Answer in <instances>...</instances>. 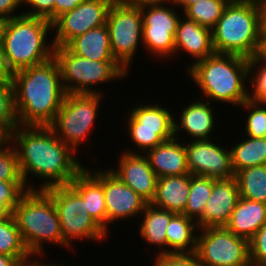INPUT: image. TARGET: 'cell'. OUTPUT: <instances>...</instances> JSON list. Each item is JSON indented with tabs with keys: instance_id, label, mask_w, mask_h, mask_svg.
Here are the masks:
<instances>
[{
	"instance_id": "7a4b0ae2",
	"label": "cell",
	"mask_w": 266,
	"mask_h": 266,
	"mask_svg": "<svg viewBox=\"0 0 266 266\" xmlns=\"http://www.w3.org/2000/svg\"><path fill=\"white\" fill-rule=\"evenodd\" d=\"M10 77L19 126H49L67 94L56 59L16 71Z\"/></svg>"
},
{
	"instance_id": "5bb4252c",
	"label": "cell",
	"mask_w": 266,
	"mask_h": 266,
	"mask_svg": "<svg viewBox=\"0 0 266 266\" xmlns=\"http://www.w3.org/2000/svg\"><path fill=\"white\" fill-rule=\"evenodd\" d=\"M146 8H148L147 13H145ZM173 11L166 6H161V4L141 8L143 17L142 42L146 50L151 51L156 56L167 57L175 53V34L180 18Z\"/></svg>"
},
{
	"instance_id": "e0dca14e",
	"label": "cell",
	"mask_w": 266,
	"mask_h": 266,
	"mask_svg": "<svg viewBox=\"0 0 266 266\" xmlns=\"http://www.w3.org/2000/svg\"><path fill=\"white\" fill-rule=\"evenodd\" d=\"M240 197L236 177L215 179L202 218L197 222L200 229L225 227Z\"/></svg>"
},
{
	"instance_id": "30bf717a",
	"label": "cell",
	"mask_w": 266,
	"mask_h": 266,
	"mask_svg": "<svg viewBox=\"0 0 266 266\" xmlns=\"http://www.w3.org/2000/svg\"><path fill=\"white\" fill-rule=\"evenodd\" d=\"M195 255L200 266H250L249 241L226 227L201 229Z\"/></svg>"
},
{
	"instance_id": "bcb514c9",
	"label": "cell",
	"mask_w": 266,
	"mask_h": 266,
	"mask_svg": "<svg viewBox=\"0 0 266 266\" xmlns=\"http://www.w3.org/2000/svg\"><path fill=\"white\" fill-rule=\"evenodd\" d=\"M261 6L262 32H266V0H259Z\"/></svg>"
},
{
	"instance_id": "44dd1931",
	"label": "cell",
	"mask_w": 266,
	"mask_h": 266,
	"mask_svg": "<svg viewBox=\"0 0 266 266\" xmlns=\"http://www.w3.org/2000/svg\"><path fill=\"white\" fill-rule=\"evenodd\" d=\"M182 49L195 57V62L212 56L215 53L212 30L187 18L183 21L179 19L175 34V52Z\"/></svg>"
},
{
	"instance_id": "f907efd6",
	"label": "cell",
	"mask_w": 266,
	"mask_h": 266,
	"mask_svg": "<svg viewBox=\"0 0 266 266\" xmlns=\"http://www.w3.org/2000/svg\"><path fill=\"white\" fill-rule=\"evenodd\" d=\"M39 261L37 260H33L32 262H30L27 266H63V265H56V264H53V265H48V264H42V263H38Z\"/></svg>"
},
{
	"instance_id": "4fadbf2b",
	"label": "cell",
	"mask_w": 266,
	"mask_h": 266,
	"mask_svg": "<svg viewBox=\"0 0 266 266\" xmlns=\"http://www.w3.org/2000/svg\"><path fill=\"white\" fill-rule=\"evenodd\" d=\"M115 0H84L71 11L63 13L53 23L56 30L54 47L65 46L74 37L90 29L105 25L111 5Z\"/></svg>"
},
{
	"instance_id": "f1b7e54d",
	"label": "cell",
	"mask_w": 266,
	"mask_h": 266,
	"mask_svg": "<svg viewBox=\"0 0 266 266\" xmlns=\"http://www.w3.org/2000/svg\"><path fill=\"white\" fill-rule=\"evenodd\" d=\"M235 177L240 197L266 203V165L244 168Z\"/></svg>"
},
{
	"instance_id": "484cf974",
	"label": "cell",
	"mask_w": 266,
	"mask_h": 266,
	"mask_svg": "<svg viewBox=\"0 0 266 266\" xmlns=\"http://www.w3.org/2000/svg\"><path fill=\"white\" fill-rule=\"evenodd\" d=\"M208 102L195 101L183 109L180 124L174 122V134L181 129L185 130L196 140H209L214 125V115Z\"/></svg>"
},
{
	"instance_id": "603a6c76",
	"label": "cell",
	"mask_w": 266,
	"mask_h": 266,
	"mask_svg": "<svg viewBox=\"0 0 266 266\" xmlns=\"http://www.w3.org/2000/svg\"><path fill=\"white\" fill-rule=\"evenodd\" d=\"M266 223V203L239 197L225 226L236 236L250 240Z\"/></svg>"
},
{
	"instance_id": "ac0fdd59",
	"label": "cell",
	"mask_w": 266,
	"mask_h": 266,
	"mask_svg": "<svg viewBox=\"0 0 266 266\" xmlns=\"http://www.w3.org/2000/svg\"><path fill=\"white\" fill-rule=\"evenodd\" d=\"M119 162V168L110 169V171L148 203H151L156 194L157 176L146 155L126 151L120 157Z\"/></svg>"
},
{
	"instance_id": "836d02e7",
	"label": "cell",
	"mask_w": 266,
	"mask_h": 266,
	"mask_svg": "<svg viewBox=\"0 0 266 266\" xmlns=\"http://www.w3.org/2000/svg\"><path fill=\"white\" fill-rule=\"evenodd\" d=\"M10 141L3 138L0 141V181H23L18 166L17 153L14 146L7 147Z\"/></svg>"
},
{
	"instance_id": "5b68a950",
	"label": "cell",
	"mask_w": 266,
	"mask_h": 266,
	"mask_svg": "<svg viewBox=\"0 0 266 266\" xmlns=\"http://www.w3.org/2000/svg\"><path fill=\"white\" fill-rule=\"evenodd\" d=\"M249 64L250 59L239 55L214 53L187 69L207 100L241 106L250 96L243 86L250 76Z\"/></svg>"
},
{
	"instance_id": "c3c4849f",
	"label": "cell",
	"mask_w": 266,
	"mask_h": 266,
	"mask_svg": "<svg viewBox=\"0 0 266 266\" xmlns=\"http://www.w3.org/2000/svg\"><path fill=\"white\" fill-rule=\"evenodd\" d=\"M198 1L201 0H173L172 3L176 6L177 5H182L183 10L185 11L190 5L197 3Z\"/></svg>"
},
{
	"instance_id": "f6af8a7d",
	"label": "cell",
	"mask_w": 266,
	"mask_h": 266,
	"mask_svg": "<svg viewBox=\"0 0 266 266\" xmlns=\"http://www.w3.org/2000/svg\"><path fill=\"white\" fill-rule=\"evenodd\" d=\"M0 266H24L16 257L0 254Z\"/></svg>"
},
{
	"instance_id": "f35d334b",
	"label": "cell",
	"mask_w": 266,
	"mask_h": 266,
	"mask_svg": "<svg viewBox=\"0 0 266 266\" xmlns=\"http://www.w3.org/2000/svg\"><path fill=\"white\" fill-rule=\"evenodd\" d=\"M154 266H200L195 254L158 255Z\"/></svg>"
},
{
	"instance_id": "8992f818",
	"label": "cell",
	"mask_w": 266,
	"mask_h": 266,
	"mask_svg": "<svg viewBox=\"0 0 266 266\" xmlns=\"http://www.w3.org/2000/svg\"><path fill=\"white\" fill-rule=\"evenodd\" d=\"M12 216L32 256L42 254L41 245L45 241L69 247L63 240L55 204L44 190H28L15 206Z\"/></svg>"
},
{
	"instance_id": "3957f363",
	"label": "cell",
	"mask_w": 266,
	"mask_h": 266,
	"mask_svg": "<svg viewBox=\"0 0 266 266\" xmlns=\"http://www.w3.org/2000/svg\"><path fill=\"white\" fill-rule=\"evenodd\" d=\"M51 28L48 20L25 14L6 21L0 59L7 76L54 57V45L50 47L45 41Z\"/></svg>"
},
{
	"instance_id": "6da1fadb",
	"label": "cell",
	"mask_w": 266,
	"mask_h": 266,
	"mask_svg": "<svg viewBox=\"0 0 266 266\" xmlns=\"http://www.w3.org/2000/svg\"><path fill=\"white\" fill-rule=\"evenodd\" d=\"M17 126L7 139L18 143L15 148L21 178L27 190L28 173L46 181L39 190L66 186L84 169L73 156L74 150L64 144L49 126ZM21 128V129H20ZM73 152V153H72Z\"/></svg>"
},
{
	"instance_id": "816d5d0a",
	"label": "cell",
	"mask_w": 266,
	"mask_h": 266,
	"mask_svg": "<svg viewBox=\"0 0 266 266\" xmlns=\"http://www.w3.org/2000/svg\"><path fill=\"white\" fill-rule=\"evenodd\" d=\"M7 75L5 74L2 64H1V59H0V82L6 77Z\"/></svg>"
},
{
	"instance_id": "d6a6232c",
	"label": "cell",
	"mask_w": 266,
	"mask_h": 266,
	"mask_svg": "<svg viewBox=\"0 0 266 266\" xmlns=\"http://www.w3.org/2000/svg\"><path fill=\"white\" fill-rule=\"evenodd\" d=\"M17 126L14 88L11 77L6 76L0 82V135L7 138Z\"/></svg>"
},
{
	"instance_id": "7c38bea8",
	"label": "cell",
	"mask_w": 266,
	"mask_h": 266,
	"mask_svg": "<svg viewBox=\"0 0 266 266\" xmlns=\"http://www.w3.org/2000/svg\"><path fill=\"white\" fill-rule=\"evenodd\" d=\"M171 114L158 104L137 106L131 111L128 121L130 137L142 153L176 137L175 119Z\"/></svg>"
},
{
	"instance_id": "4316f807",
	"label": "cell",
	"mask_w": 266,
	"mask_h": 266,
	"mask_svg": "<svg viewBox=\"0 0 266 266\" xmlns=\"http://www.w3.org/2000/svg\"><path fill=\"white\" fill-rule=\"evenodd\" d=\"M142 214H145L140 226L142 238L158 247L166 246V228L171 218L176 214L165 209H161L148 203Z\"/></svg>"
},
{
	"instance_id": "cb8c5ba5",
	"label": "cell",
	"mask_w": 266,
	"mask_h": 266,
	"mask_svg": "<svg viewBox=\"0 0 266 266\" xmlns=\"http://www.w3.org/2000/svg\"><path fill=\"white\" fill-rule=\"evenodd\" d=\"M65 47L71 53L90 60L116 61L113 58L106 24L74 37Z\"/></svg>"
},
{
	"instance_id": "9c48e42d",
	"label": "cell",
	"mask_w": 266,
	"mask_h": 266,
	"mask_svg": "<svg viewBox=\"0 0 266 266\" xmlns=\"http://www.w3.org/2000/svg\"><path fill=\"white\" fill-rule=\"evenodd\" d=\"M53 200L59 215L64 242L71 239L101 240L106 233L86 212L85 201L69 186H55L44 190Z\"/></svg>"
},
{
	"instance_id": "ffe728a7",
	"label": "cell",
	"mask_w": 266,
	"mask_h": 266,
	"mask_svg": "<svg viewBox=\"0 0 266 266\" xmlns=\"http://www.w3.org/2000/svg\"><path fill=\"white\" fill-rule=\"evenodd\" d=\"M176 140L174 137L145 152L157 178L189 174L185 145Z\"/></svg>"
},
{
	"instance_id": "1f68e13d",
	"label": "cell",
	"mask_w": 266,
	"mask_h": 266,
	"mask_svg": "<svg viewBox=\"0 0 266 266\" xmlns=\"http://www.w3.org/2000/svg\"><path fill=\"white\" fill-rule=\"evenodd\" d=\"M230 0H201L190 5L184 14L200 26L213 29L222 17L223 11Z\"/></svg>"
},
{
	"instance_id": "8fae6325",
	"label": "cell",
	"mask_w": 266,
	"mask_h": 266,
	"mask_svg": "<svg viewBox=\"0 0 266 266\" xmlns=\"http://www.w3.org/2000/svg\"><path fill=\"white\" fill-rule=\"evenodd\" d=\"M106 26L109 32L113 58L128 72L140 38H143L141 8L131 7L115 0L111 5Z\"/></svg>"
},
{
	"instance_id": "277c9868",
	"label": "cell",
	"mask_w": 266,
	"mask_h": 266,
	"mask_svg": "<svg viewBox=\"0 0 266 266\" xmlns=\"http://www.w3.org/2000/svg\"><path fill=\"white\" fill-rule=\"evenodd\" d=\"M262 32L259 0H230L212 29L215 53L256 57Z\"/></svg>"
},
{
	"instance_id": "2e32d148",
	"label": "cell",
	"mask_w": 266,
	"mask_h": 266,
	"mask_svg": "<svg viewBox=\"0 0 266 266\" xmlns=\"http://www.w3.org/2000/svg\"><path fill=\"white\" fill-rule=\"evenodd\" d=\"M107 224L142 213L148 202L110 170L103 171Z\"/></svg>"
},
{
	"instance_id": "8d00e7d4",
	"label": "cell",
	"mask_w": 266,
	"mask_h": 266,
	"mask_svg": "<svg viewBox=\"0 0 266 266\" xmlns=\"http://www.w3.org/2000/svg\"><path fill=\"white\" fill-rule=\"evenodd\" d=\"M250 263L266 262V223L249 240Z\"/></svg>"
},
{
	"instance_id": "ba28073f",
	"label": "cell",
	"mask_w": 266,
	"mask_h": 266,
	"mask_svg": "<svg viewBox=\"0 0 266 266\" xmlns=\"http://www.w3.org/2000/svg\"><path fill=\"white\" fill-rule=\"evenodd\" d=\"M101 94H66L53 122L56 136L75 152L97 117ZM60 133V134H59Z\"/></svg>"
},
{
	"instance_id": "d590c367",
	"label": "cell",
	"mask_w": 266,
	"mask_h": 266,
	"mask_svg": "<svg viewBox=\"0 0 266 266\" xmlns=\"http://www.w3.org/2000/svg\"><path fill=\"white\" fill-rule=\"evenodd\" d=\"M27 191L23 181H0V198L12 212Z\"/></svg>"
},
{
	"instance_id": "e575fe53",
	"label": "cell",
	"mask_w": 266,
	"mask_h": 266,
	"mask_svg": "<svg viewBox=\"0 0 266 266\" xmlns=\"http://www.w3.org/2000/svg\"><path fill=\"white\" fill-rule=\"evenodd\" d=\"M246 109L251 110L246 120V133L248 137L263 138L266 137V109L259 103L250 99L241 104ZM259 105V106H258ZM260 107V108H259Z\"/></svg>"
},
{
	"instance_id": "f546056e",
	"label": "cell",
	"mask_w": 266,
	"mask_h": 266,
	"mask_svg": "<svg viewBox=\"0 0 266 266\" xmlns=\"http://www.w3.org/2000/svg\"><path fill=\"white\" fill-rule=\"evenodd\" d=\"M0 254L14 256L24 266L33 257L22 241L13 216L0 220Z\"/></svg>"
},
{
	"instance_id": "d6986e66",
	"label": "cell",
	"mask_w": 266,
	"mask_h": 266,
	"mask_svg": "<svg viewBox=\"0 0 266 266\" xmlns=\"http://www.w3.org/2000/svg\"><path fill=\"white\" fill-rule=\"evenodd\" d=\"M69 186L85 201L86 212H89L97 224L107 232L103 171H97L93 174L84 167Z\"/></svg>"
},
{
	"instance_id": "681fc988",
	"label": "cell",
	"mask_w": 266,
	"mask_h": 266,
	"mask_svg": "<svg viewBox=\"0 0 266 266\" xmlns=\"http://www.w3.org/2000/svg\"><path fill=\"white\" fill-rule=\"evenodd\" d=\"M6 21H7L6 19L0 17V52L3 44V34H4Z\"/></svg>"
},
{
	"instance_id": "83f0119b",
	"label": "cell",
	"mask_w": 266,
	"mask_h": 266,
	"mask_svg": "<svg viewBox=\"0 0 266 266\" xmlns=\"http://www.w3.org/2000/svg\"><path fill=\"white\" fill-rule=\"evenodd\" d=\"M230 152L235 174L244 168L266 165V137H249L230 149Z\"/></svg>"
},
{
	"instance_id": "b9f144b4",
	"label": "cell",
	"mask_w": 266,
	"mask_h": 266,
	"mask_svg": "<svg viewBox=\"0 0 266 266\" xmlns=\"http://www.w3.org/2000/svg\"><path fill=\"white\" fill-rule=\"evenodd\" d=\"M21 4L22 0H0V17L6 20L16 17L17 15H13V12Z\"/></svg>"
},
{
	"instance_id": "52a82bcc",
	"label": "cell",
	"mask_w": 266,
	"mask_h": 266,
	"mask_svg": "<svg viewBox=\"0 0 266 266\" xmlns=\"http://www.w3.org/2000/svg\"><path fill=\"white\" fill-rule=\"evenodd\" d=\"M54 58L67 94H101L90 86L125 77L128 73L116 61L90 60L71 53L65 46L54 48Z\"/></svg>"
},
{
	"instance_id": "60d3db41",
	"label": "cell",
	"mask_w": 266,
	"mask_h": 266,
	"mask_svg": "<svg viewBox=\"0 0 266 266\" xmlns=\"http://www.w3.org/2000/svg\"><path fill=\"white\" fill-rule=\"evenodd\" d=\"M84 0H55L54 21L63 13L71 11Z\"/></svg>"
},
{
	"instance_id": "7dc6e473",
	"label": "cell",
	"mask_w": 266,
	"mask_h": 266,
	"mask_svg": "<svg viewBox=\"0 0 266 266\" xmlns=\"http://www.w3.org/2000/svg\"><path fill=\"white\" fill-rule=\"evenodd\" d=\"M12 213L13 212L2 202V198H0V220L11 217Z\"/></svg>"
},
{
	"instance_id": "ee69618b",
	"label": "cell",
	"mask_w": 266,
	"mask_h": 266,
	"mask_svg": "<svg viewBox=\"0 0 266 266\" xmlns=\"http://www.w3.org/2000/svg\"><path fill=\"white\" fill-rule=\"evenodd\" d=\"M122 4L126 6H131V7H138L142 8L145 6H150V5H163L164 3H167V1L172 3L173 0H119Z\"/></svg>"
},
{
	"instance_id": "7402d4cb",
	"label": "cell",
	"mask_w": 266,
	"mask_h": 266,
	"mask_svg": "<svg viewBox=\"0 0 266 266\" xmlns=\"http://www.w3.org/2000/svg\"><path fill=\"white\" fill-rule=\"evenodd\" d=\"M191 174L157 178L156 194L151 204L170 212L183 214L190 193Z\"/></svg>"
},
{
	"instance_id": "f5cc1de1",
	"label": "cell",
	"mask_w": 266,
	"mask_h": 266,
	"mask_svg": "<svg viewBox=\"0 0 266 266\" xmlns=\"http://www.w3.org/2000/svg\"><path fill=\"white\" fill-rule=\"evenodd\" d=\"M250 266H266V262H262V263H250Z\"/></svg>"
},
{
	"instance_id": "d4e9b609",
	"label": "cell",
	"mask_w": 266,
	"mask_h": 266,
	"mask_svg": "<svg viewBox=\"0 0 266 266\" xmlns=\"http://www.w3.org/2000/svg\"><path fill=\"white\" fill-rule=\"evenodd\" d=\"M193 221V219L188 218L185 214L176 213L171 218L170 223L166 228V246L173 250H164V248H162V252L159 251L158 255L195 254L197 248V235L195 234L194 229L198 224Z\"/></svg>"
},
{
	"instance_id": "74e56055",
	"label": "cell",
	"mask_w": 266,
	"mask_h": 266,
	"mask_svg": "<svg viewBox=\"0 0 266 266\" xmlns=\"http://www.w3.org/2000/svg\"><path fill=\"white\" fill-rule=\"evenodd\" d=\"M24 3L32 6L33 10L22 14L42 18L48 20L50 23L54 22L55 0H22V4Z\"/></svg>"
},
{
	"instance_id": "7bdbcfd3",
	"label": "cell",
	"mask_w": 266,
	"mask_h": 266,
	"mask_svg": "<svg viewBox=\"0 0 266 266\" xmlns=\"http://www.w3.org/2000/svg\"><path fill=\"white\" fill-rule=\"evenodd\" d=\"M259 62L262 64L264 62L266 64V32H261L260 45H259L258 53H257L256 57L250 59V64H249L250 74H251V72H253L252 68L256 67L255 65L256 64L258 65Z\"/></svg>"
},
{
	"instance_id": "4dcf8cb0",
	"label": "cell",
	"mask_w": 266,
	"mask_h": 266,
	"mask_svg": "<svg viewBox=\"0 0 266 266\" xmlns=\"http://www.w3.org/2000/svg\"><path fill=\"white\" fill-rule=\"evenodd\" d=\"M214 180V178L207 176L191 175L190 193L188 195L185 212L183 213L188 218L196 222L202 218L205 205L212 193Z\"/></svg>"
},
{
	"instance_id": "ab89813d",
	"label": "cell",
	"mask_w": 266,
	"mask_h": 266,
	"mask_svg": "<svg viewBox=\"0 0 266 266\" xmlns=\"http://www.w3.org/2000/svg\"><path fill=\"white\" fill-rule=\"evenodd\" d=\"M257 71L255 79L250 77L254 92L249 94V99L263 106L266 105V64L261 65Z\"/></svg>"
},
{
	"instance_id": "9a60e30c",
	"label": "cell",
	"mask_w": 266,
	"mask_h": 266,
	"mask_svg": "<svg viewBox=\"0 0 266 266\" xmlns=\"http://www.w3.org/2000/svg\"><path fill=\"white\" fill-rule=\"evenodd\" d=\"M210 141L194 139L185 146L189 173L214 179L234 177L230 150Z\"/></svg>"
}]
</instances>
